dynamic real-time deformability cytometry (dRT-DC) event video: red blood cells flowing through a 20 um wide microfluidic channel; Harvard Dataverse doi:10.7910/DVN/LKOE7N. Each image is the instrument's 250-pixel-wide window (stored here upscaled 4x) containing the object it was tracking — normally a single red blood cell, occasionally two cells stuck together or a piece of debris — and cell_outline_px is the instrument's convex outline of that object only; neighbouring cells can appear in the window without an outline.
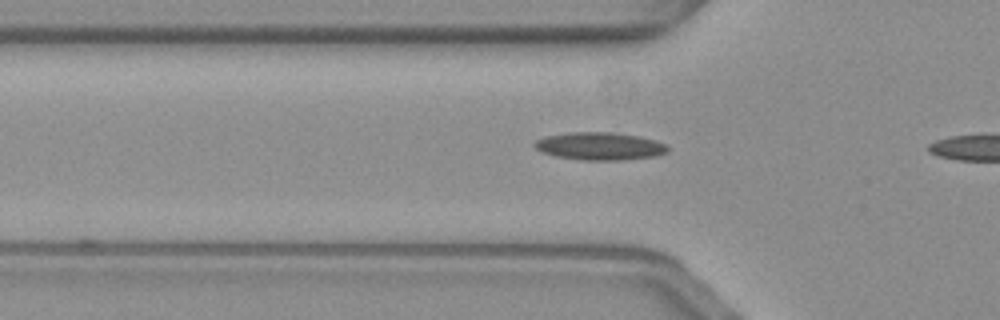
{"species": "common noctule bat (a hibernating species)", "species_latin": "Nyctalus noctula", "temperature_condition": "warm", "stored_images_in_passage": 8, "camera_frame_rate_fps": 3000, "um_per_image_px": 0.085, "animal": {"sex": "female", "body_mass_g": 19.3, "forearm_length_mm": 54.1}, "frame": {"image": 1, "passage_image": 5, "time_ms": 1.333, "image_size_px": [1000, 320], "cell_outline_px": [[668, 152], [656, 156], [620, 160], [580, 160], [556, 156], [540, 152], [532, 144], [536, 140], [544, 136], [568, 132], [612, 132], [640, 136], [656, 140], [664, 144], [668, 148]], "centroid_in_image_um": [50.95, 12.42], "position_along_channel_um": 74.9, "area_um2": 21.68}}